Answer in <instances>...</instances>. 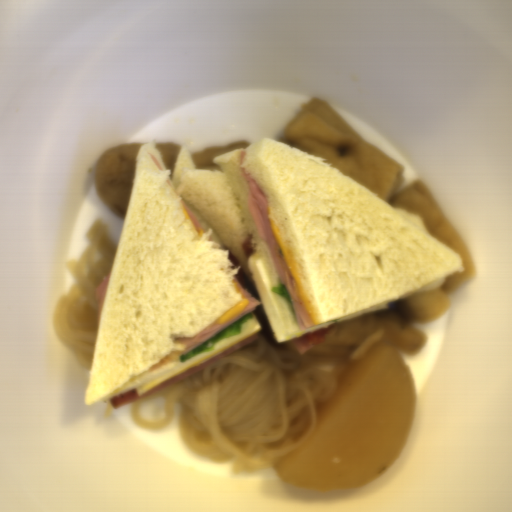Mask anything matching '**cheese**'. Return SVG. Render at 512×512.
<instances>
[{
    "label": "cheese",
    "instance_id": "obj_1",
    "mask_svg": "<svg viewBox=\"0 0 512 512\" xmlns=\"http://www.w3.org/2000/svg\"><path fill=\"white\" fill-rule=\"evenodd\" d=\"M269 226H270V229L272 230L274 236H275V239L280 247V250H281V253L283 255V258H284V261L291 273V275L293 276L296 284H297V292L307 310V312L309 313V315L311 316L314 324H319V321H318V316L316 314V311L312 305V303L307 299L306 297V293L304 291V288H303V285L301 283V280H300V277H299V273L297 271V269L295 268V266L293 265V263L291 262L289 256H288V253H287V250H286V247L283 243V240L280 236V232H279V228H278V225L276 224V222L271 218L270 219V222H269Z\"/></svg>",
    "mask_w": 512,
    "mask_h": 512
},
{
    "label": "cheese",
    "instance_id": "obj_2",
    "mask_svg": "<svg viewBox=\"0 0 512 512\" xmlns=\"http://www.w3.org/2000/svg\"><path fill=\"white\" fill-rule=\"evenodd\" d=\"M233 286H234V290L236 293H239L242 295V299L240 302H238L237 304H235L234 306H232L231 308H229L225 313H223L218 319H217V323L219 324H223L225 323L226 321H228L229 319L233 318L234 316L238 315L239 313H241L245 308L246 306L249 304V300L248 298H244V295L241 293V291L238 289V284L236 282L233 281Z\"/></svg>",
    "mask_w": 512,
    "mask_h": 512
},
{
    "label": "cheese",
    "instance_id": "obj_3",
    "mask_svg": "<svg viewBox=\"0 0 512 512\" xmlns=\"http://www.w3.org/2000/svg\"><path fill=\"white\" fill-rule=\"evenodd\" d=\"M182 210H183L185 219L189 220V218H191V217H190L189 213L187 212V210L185 209L184 205L182 207Z\"/></svg>",
    "mask_w": 512,
    "mask_h": 512
}]
</instances>
